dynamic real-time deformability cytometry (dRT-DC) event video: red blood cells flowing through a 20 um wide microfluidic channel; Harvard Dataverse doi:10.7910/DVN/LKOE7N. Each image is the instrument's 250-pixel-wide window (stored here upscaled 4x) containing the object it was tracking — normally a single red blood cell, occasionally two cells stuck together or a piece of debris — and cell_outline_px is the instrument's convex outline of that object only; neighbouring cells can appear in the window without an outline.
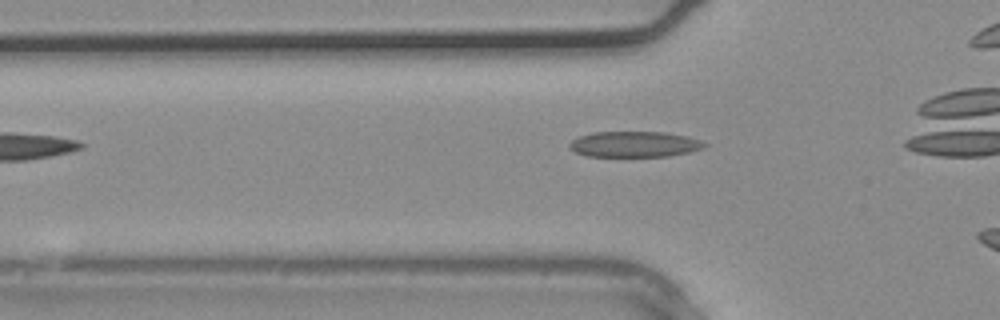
{"species": "common noctule bat (a hibernating species)", "species_latin": "Nyctalus noctula", "temperature_condition": "warm", "stored_images_in_passage": 5, "camera_frame_rate_fps": 3000, "um_per_image_px": 0.085, "animal": {"sex": "male", "body_mass_g": 20.4}, "frame": {"image": 1, "passage_image": 3, "time_ms": 0.667, "image_size_px": [1000, 320], "cell_outline_px": [[708, 144], [704, 148], [688, 152], [668, 156], [588, 156], [576, 152], [568, 148], [568, 144], [572, 140], [580, 136], [592, 132], [664, 132], [688, 136], [700, 140]], "centroid_in_image_um": [53.93, 12.25], "position_along_channel_um": 71.9, "area_um2": 20.23}}